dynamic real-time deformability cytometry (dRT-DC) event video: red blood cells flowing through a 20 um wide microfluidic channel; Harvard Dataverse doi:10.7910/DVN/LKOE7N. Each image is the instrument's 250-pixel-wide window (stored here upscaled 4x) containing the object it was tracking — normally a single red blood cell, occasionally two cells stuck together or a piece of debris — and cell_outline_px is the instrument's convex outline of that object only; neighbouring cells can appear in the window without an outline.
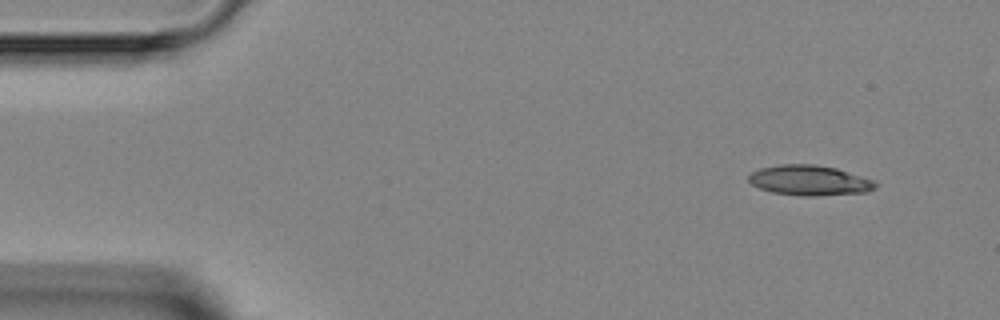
{"species": "Egyptian fruit bat (a non-hibernating species)", "species_latin": "Rousettus aegyptiacus", "temperature_condition": "room temperature", "stored_images_in_passage": 3, "camera_frame_rate_fps": 3000, "um_per_image_px": 0.085, "animal": {"sex": "female"}, "frame": {"image": 1, "passage_image": 1, "time_ms": 0.0, "image_size_px": [1000, 320], "cell_outline_px": [[876, 188], [864, 192], [816, 196], [800, 196], [772, 192], [760, 188], [752, 184], [748, 180], [748, 176], [752, 172], [760, 168], [780, 164], [812, 164], [836, 168], [876, 180]], "centroid_in_image_um": [68.81, 15.33], "position_along_channel_um": 16.2, "area_um2": 22.31}}